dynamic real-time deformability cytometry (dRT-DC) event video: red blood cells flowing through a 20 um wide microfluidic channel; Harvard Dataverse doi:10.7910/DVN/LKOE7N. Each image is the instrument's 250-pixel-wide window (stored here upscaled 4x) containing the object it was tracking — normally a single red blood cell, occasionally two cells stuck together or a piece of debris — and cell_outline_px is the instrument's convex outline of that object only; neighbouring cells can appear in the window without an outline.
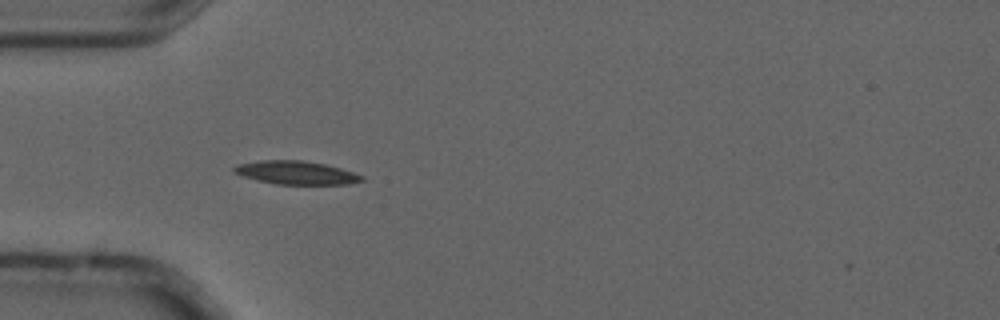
{"species": "common noctule bat (a hibernating species)", "species_latin": "Nyctalus noctula", "temperature_condition": "cold", "stored_images_in_passage": 5, "camera_frame_rate_fps": 3000, "um_per_image_px": 0.085, "animal": {"sex": "male", "forearm_length_mm": 52.5}, "frame": {"image": 1, "passage_image": 4, "time_ms": 1.0, "image_size_px": [1000, 320], "cell_outline_px": [[364, 180], [348, 184], [276, 184], [256, 180], [232, 172], [232, 168], [236, 164], [260, 160], [300, 160], [324, 164], [340, 168], [364, 176]], "centroid_in_image_um": [25.12, 14.67], "position_along_channel_um": 59.9, "area_um2": 17.34}}
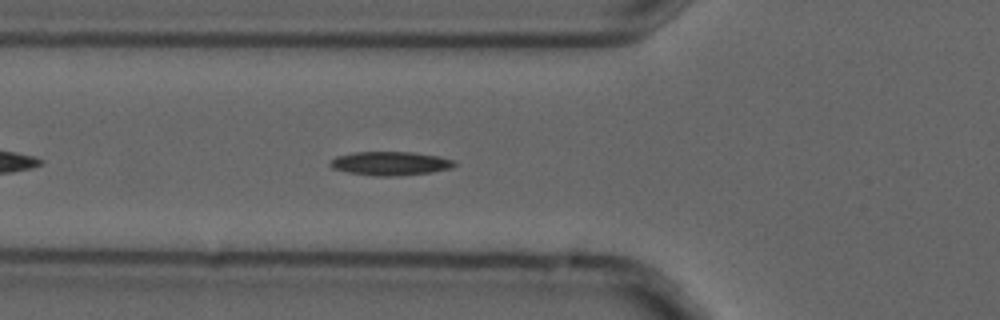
{"frame": {"image": 2, "passage_image": 5, "time_ms": 1.333, "image_size_px": [1000, 320], "cell_outline_px": [[456, 164], [452, 168], [432, 172], [396, 176], [376, 176], [348, 172], [332, 168], [328, 164], [336, 156], [356, 152], [412, 152], [436, 156], [452, 160]], "centroid_in_image_um": [33.16, 13.89], "position_along_channel_um": 92.6, "area_um2": 17.05}}